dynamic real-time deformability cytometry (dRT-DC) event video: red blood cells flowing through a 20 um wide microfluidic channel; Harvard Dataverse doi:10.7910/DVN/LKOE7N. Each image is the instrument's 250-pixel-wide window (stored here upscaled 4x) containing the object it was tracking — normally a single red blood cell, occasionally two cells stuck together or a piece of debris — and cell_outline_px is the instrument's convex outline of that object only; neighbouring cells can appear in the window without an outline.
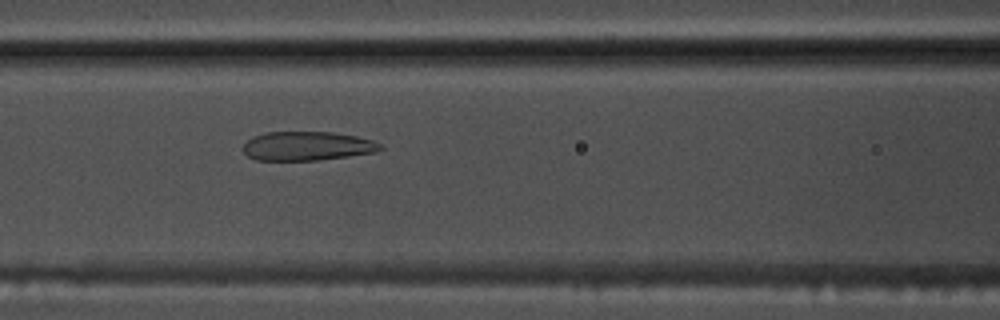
{"species": "common noctule bat (a hibernating species)", "species_latin": "Nyctalus noctula", "temperature_condition": "warm", "stored_images_in_passage": 54, "camera_frame_rate_fps": 3000, "um_per_image_px": 0.085, "animal": {"sex": "male", "body_mass_g": 17.5, "forearm_length_mm": 52.3}, "frame": {"image": 1, "passage_image": 23, "time_ms": 7.333, "image_size_px": [1000, 320], "cell_outline_px": [[384, 148], [376, 152], [348, 156], [316, 160], [256, 160], [248, 156], [244, 152], [244, 144], [252, 136], [268, 132], [332, 132], [356, 136], [372, 140], [380, 144]], "centroid_in_image_um": [26.11, 12.41], "position_along_channel_um": 140.5, "area_um2": 23.06}}
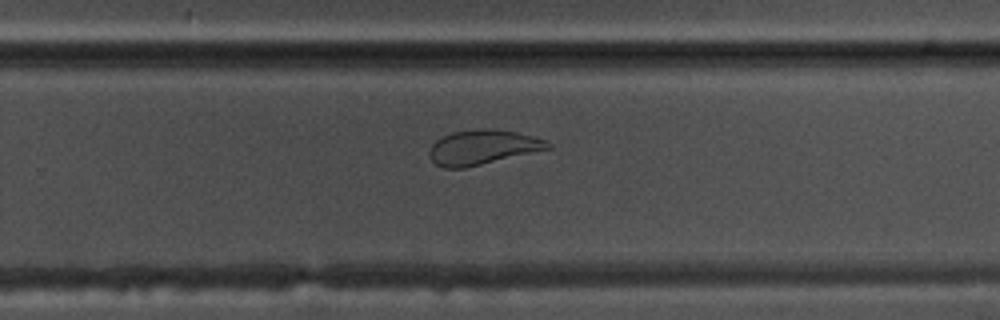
{"frame": {"image": 2, "passage_image": 35, "time_ms": 11.333, "image_size_px": [1000, 320], "cell_outline_px": [[552, 148], [464, 168], [444, 168], [436, 164], [428, 156], [428, 152], [432, 144], [436, 140], [452, 132], [488, 128], [492, 128], [516, 132], [532, 136], [544, 140], [552, 144]], "centroid_in_image_um": [41.01, 12.52], "position_along_channel_um": 288.8, "area_um2": 23.76}}
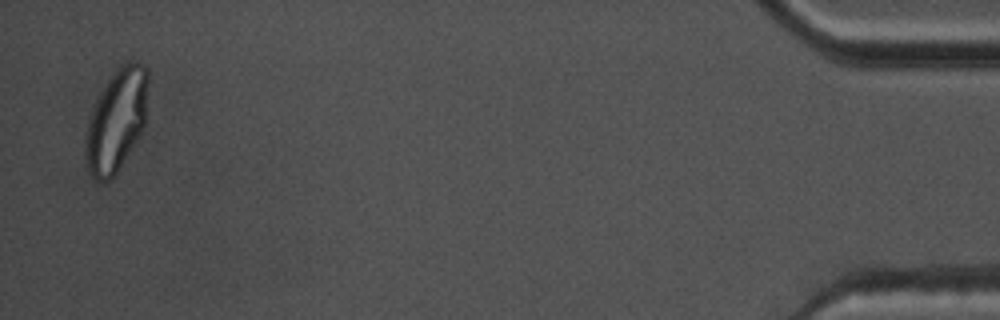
{"frame": {"image": 3, "passage_image": 53, "time_ms": 17.333, "image_size_px": [1000, 320], "cell_outline_px": [[148, 80], [144, 132], [116, 172], [108, 180], [96, 180], [88, 172], [84, 156], [84, 136], [88, 120], [96, 100], [100, 92], [108, 80], [128, 60], [144, 64], [148, 68]], "centroid_in_image_um": [9.9, 10.25], "position_along_channel_um": 425.3, "area_um2": 37.51}, "authors_computed_cell_mechanics": {"area_um2": 28.9, "velocity_mm_per_s": 3.7222, "shape_relaxation_time_tau1_ms": null, "shape_relaxation_time_tau2_ms": 1.0859, "deformation_change_tau1": null, "deformation_change_tau2": 0.0785}}